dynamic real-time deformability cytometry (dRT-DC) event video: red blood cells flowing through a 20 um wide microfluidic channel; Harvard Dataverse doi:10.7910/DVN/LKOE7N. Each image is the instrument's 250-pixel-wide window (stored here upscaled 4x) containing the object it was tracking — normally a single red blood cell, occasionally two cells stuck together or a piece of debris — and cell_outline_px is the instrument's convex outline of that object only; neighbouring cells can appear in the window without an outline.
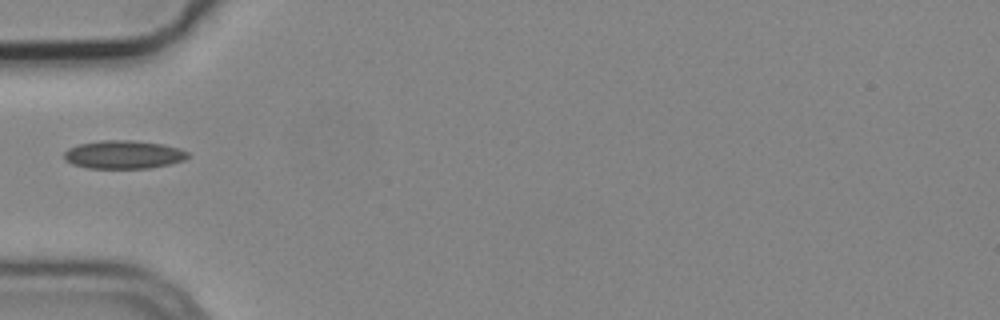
{"species": "common noctule bat (a hibernating species)", "species_latin": "Nyctalus noctula", "temperature_condition": "cold", "stored_images_in_passage": 1, "camera_frame_rate_fps": 3000, "um_per_image_px": 0.085, "animal": {"sex": "male", "body_mass_g": 19.2, "forearm_length_mm": 51.8}, "frame": {"image": 1, "passage_image": 1, "time_ms": 0.0, "image_size_px": [1000, 320], "cell_outline_px": [[188, 156], [184, 160], [152, 168], [88, 168], [72, 164], [64, 160], [64, 152], [68, 148], [80, 144], [100, 140], [132, 140], [164, 144], [180, 148], [188, 152]], "centroid_in_image_um": [10.49, 13.13], "position_along_channel_um": 74.5, "area_um2": 20.46}}